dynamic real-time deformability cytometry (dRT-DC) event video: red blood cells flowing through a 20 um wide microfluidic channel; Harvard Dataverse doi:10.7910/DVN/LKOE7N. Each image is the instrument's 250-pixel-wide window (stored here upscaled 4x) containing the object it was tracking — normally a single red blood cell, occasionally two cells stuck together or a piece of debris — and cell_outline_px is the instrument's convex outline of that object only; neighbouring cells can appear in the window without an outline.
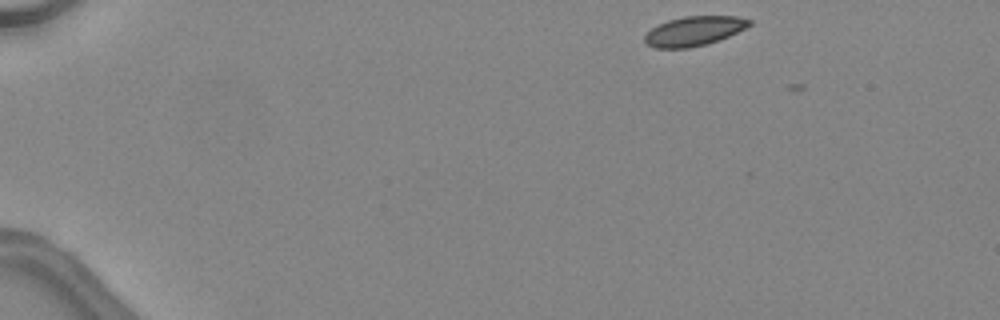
{"species": "common noctule bat (a hibernating species)", "species_latin": "Nyctalus noctula", "temperature_condition": "warm", "stored_images_in_passage": 2, "camera_frame_rate_fps": 3000, "um_per_image_px": 0.085, "animal": {"sex": "female", "body_mass_g": 24.6, "forearm_length_mm": 56.2}, "frame": {"image": 1, "passage_image": 1, "time_ms": 0.0, "image_size_px": [1000, 320], "cell_outline_px": [[752, 24], [720, 40], [688, 48], [656, 48], [644, 44], [644, 36], [652, 28], [668, 20], [684, 16], [736, 16], [752, 20]], "centroid_in_image_um": [58.97, 2.64], "position_along_channel_um": 26.0, "area_um2": 17.86}}